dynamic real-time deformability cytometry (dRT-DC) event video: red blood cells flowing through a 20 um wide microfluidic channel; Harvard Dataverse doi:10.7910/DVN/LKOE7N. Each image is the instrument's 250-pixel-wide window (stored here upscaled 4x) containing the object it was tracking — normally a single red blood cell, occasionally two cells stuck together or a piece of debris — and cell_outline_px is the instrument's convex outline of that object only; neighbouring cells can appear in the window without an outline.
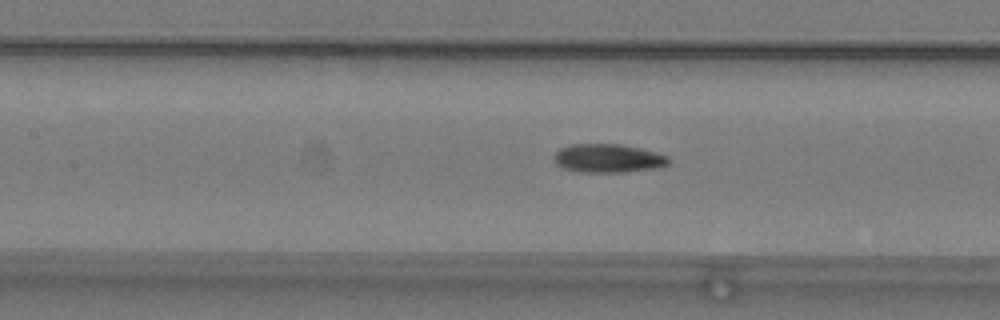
{"species": "common noctule bat (a hibernating species)", "species_latin": "Nyctalus noctula", "temperature_condition": "warm", "stored_images_in_passage": 49, "camera_frame_rate_fps": 3000, "um_per_image_px": 0.085, "animal": {"sex": "male", "body_mass_g": 19.2, "forearm_length_mm": 51.8}, "frame": {"image": 1, "passage_image": 19, "time_ms": 6.0, "image_size_px": [1000, 320], "cell_outline_px": [[672, 160], [668, 164], [660, 168], [624, 172], [580, 172], [564, 168], [556, 164], [552, 160], [552, 156], [560, 148], [572, 144], [620, 144], [640, 148], [656, 152], [668, 156]], "centroid_in_image_um": [51.7, 13.46], "position_along_channel_um": 155.7, "area_um2": 19.36}}
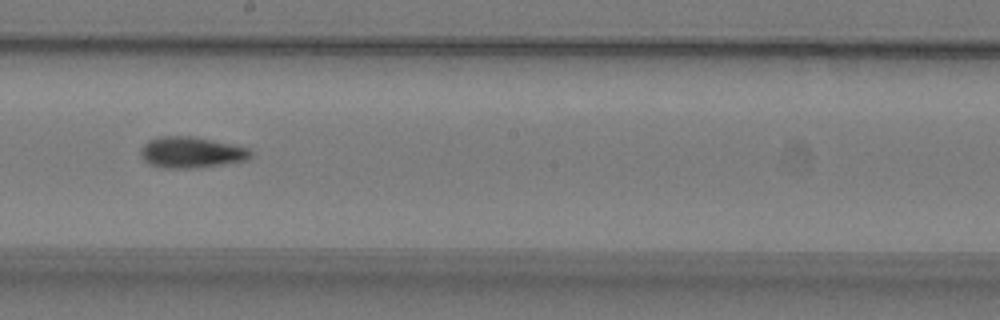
{"frame": {"image": 2, "passage_image": 25, "time_ms": 8.0, "image_size_px": [1000, 320], "cell_outline_px": [[252, 156], [248, 160], [220, 164], [188, 168], [164, 168], [148, 164], [140, 156], [140, 148], [148, 140], [160, 136], [192, 136], [232, 144], [248, 148], [252, 152]], "centroid_in_image_um": [16.22, 12.94], "position_along_channel_um": 232.0, "area_um2": 19.88}}
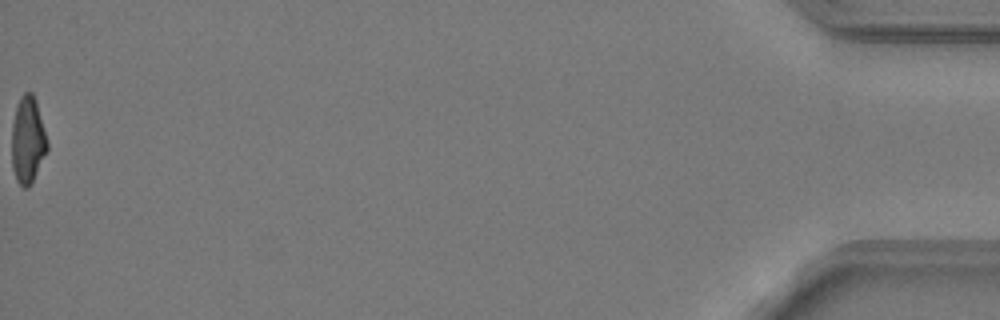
{"frame": {"image": 3, "passage_image": 49, "time_ms": 16.0, "image_size_px": [1000, 320], "cell_outline_px": [[48, 148], [28, 188], [24, 188], [16, 180], [12, 168], [12, 124], [16, 104], [20, 96], [24, 92], [32, 92], [36, 100], [48, 140]], "centroid_in_image_um": [2.35, 11.86], "position_along_channel_um": 432.9, "area_um2": 17.98}, "authors_computed_cell_mechanics": {"area_um2": 18.8428, "velocity_mm_per_s": 3.8241, "shape_relaxation_time_tau1_ms": 7.0807, "shape_relaxation_time_tau2_ms": 6.2897, "deformation_change_tau1": 0.2008, "deformation_change_tau2": 0.1312}}